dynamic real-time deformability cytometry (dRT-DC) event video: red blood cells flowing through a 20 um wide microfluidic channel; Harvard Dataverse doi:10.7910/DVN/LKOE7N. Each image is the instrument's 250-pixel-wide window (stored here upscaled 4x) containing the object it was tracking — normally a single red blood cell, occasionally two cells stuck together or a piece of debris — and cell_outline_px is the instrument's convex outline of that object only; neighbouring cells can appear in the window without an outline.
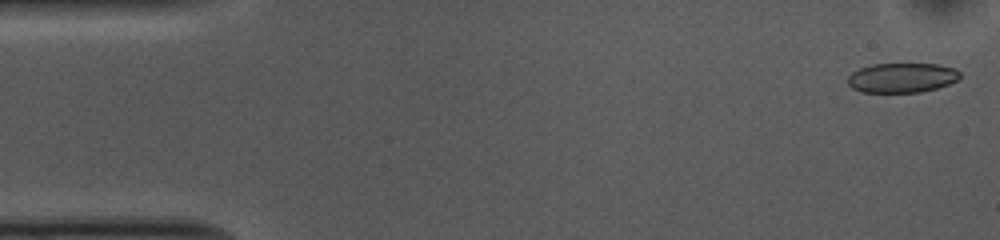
{"species": "common noctule bat (a hibernating species)", "species_latin": "Nyctalus noctula", "temperature_condition": "cold", "stored_images_in_passage": 52, "camera_frame_rate_fps": 3000, "um_per_image_px": 0.085, "animal": {"sex": "female", "body_mass_g": 10.0, "forearm_length_mm": 53.1}, "frame": {"image": 1, "passage_image": 1, "time_ms": 0.0, "image_size_px": [1000, 240], "cell_outline_px": [[960, 76], [956, 80], [948, 84], [936, 88], [920, 92], [860, 92], [852, 88], [848, 84], [848, 76], [852, 72], [860, 68], [872, 64], [936, 64], [956, 68], [960, 72]], "centroid_in_image_um": [76.65, 6.6], "position_along_channel_um": 8.4, "area_um2": 19.36}}
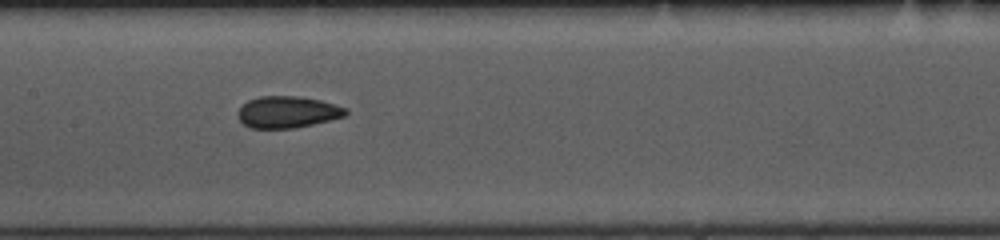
{"frame": {"image": 2, "passage_image": 24, "time_ms": 7.667, "image_size_px": [1000, 240], "cell_outline_px": [[348, 112], [344, 116], [312, 124], [292, 128], [252, 128], [244, 124], [236, 116], [236, 112], [248, 100], [260, 96], [296, 96], [320, 100], [336, 104], [348, 108]], "centroid_in_image_um": [24.42, 9.51], "position_along_channel_um": 183.0, "area_um2": 19.83}}
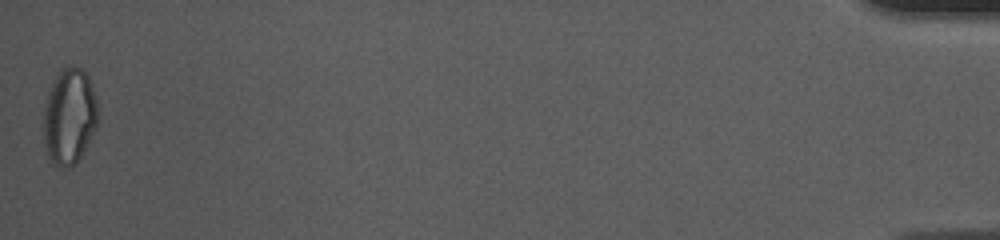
{"frame": {"image": 3, "passage_image": 52, "time_ms": 17.0, "image_size_px": [1000, 240], "cell_outline_px": [[96, 124], [76, 164], [64, 168], [48, 160], [44, 140], [44, 104], [48, 92], [60, 68], [80, 68], [88, 76], [96, 100]], "centroid_in_image_um": [5.85, 9.9], "position_along_channel_um": 429.4, "area_um2": 29.65}, "authors_computed_cell_mechanics": {"area_um2": 20.5768, "velocity_mm_per_s": 3.7132, "shape_relaxation_time_tau1_ms": 6.3578, "shape_relaxation_time_tau2_ms": 2.586, "deformation_change_tau1": 0.1124, "deformation_change_tau2": 0.0852}}